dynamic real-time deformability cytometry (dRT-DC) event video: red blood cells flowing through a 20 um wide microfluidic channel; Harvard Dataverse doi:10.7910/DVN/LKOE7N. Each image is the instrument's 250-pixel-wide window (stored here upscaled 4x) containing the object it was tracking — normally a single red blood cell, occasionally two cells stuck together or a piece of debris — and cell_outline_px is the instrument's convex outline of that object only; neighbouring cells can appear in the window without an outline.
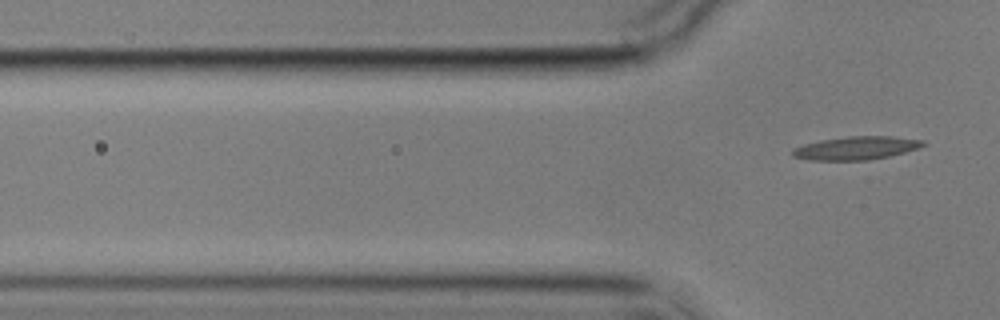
{"species": "common noctule bat (a hibernating species)", "species_latin": "Nyctalus noctula", "temperature_condition": "cold", "stored_images_in_passage": 7, "segment_of_instrument_passage": [2, 2], "camera_frame_rate_fps": 3000, "um_per_image_px": 0.085, "animal": {"sex": "male", "body_mass_g": 17.9}, "frame": {"image": 1, "passage_image": 7, "time_ms": 7.0, "image_size_px": [1000, 320], "cell_outline_px": [[928, 144], [904, 152], [888, 156], [868, 160], [808, 160], [792, 156], [792, 148], [804, 144], [820, 140], [848, 136], [892, 136], [924, 140]], "centroid_in_image_um": [72.75, 12.58], "position_along_channel_um": 53.0, "area_um2": 17.69}}